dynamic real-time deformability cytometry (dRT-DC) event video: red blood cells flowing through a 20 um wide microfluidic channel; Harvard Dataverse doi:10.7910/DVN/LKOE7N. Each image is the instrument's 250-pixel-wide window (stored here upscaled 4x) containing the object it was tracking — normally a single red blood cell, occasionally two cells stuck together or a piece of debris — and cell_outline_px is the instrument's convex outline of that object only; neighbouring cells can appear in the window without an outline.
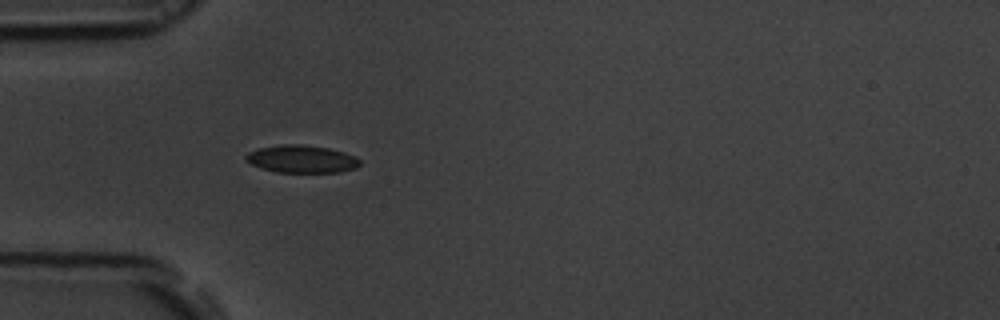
{"species": "common noctule bat (a hibernating species)", "species_latin": "Nyctalus noctula", "temperature_condition": "room temperature", "stored_images_in_passage": 38, "camera_frame_rate_fps": 3000, "um_per_image_px": 0.085, "animal": {"sex": "male", "body_mass_g": 19.5, "forearm_length_mm": 54.6}, "frame": {"image": 1, "passage_image": 1, "time_ms": 0.0, "image_size_px": [1000, 320], "cell_outline_px": [[360, 164], [356, 168], [340, 172], [276, 172], [252, 164], [244, 160], [244, 156], [248, 152], [260, 148], [284, 144], [300, 144], [328, 148], [344, 152], [360, 160]], "centroid_in_image_um": [25.63, 13.52], "position_along_channel_um": 59.4, "area_um2": 18.15}}
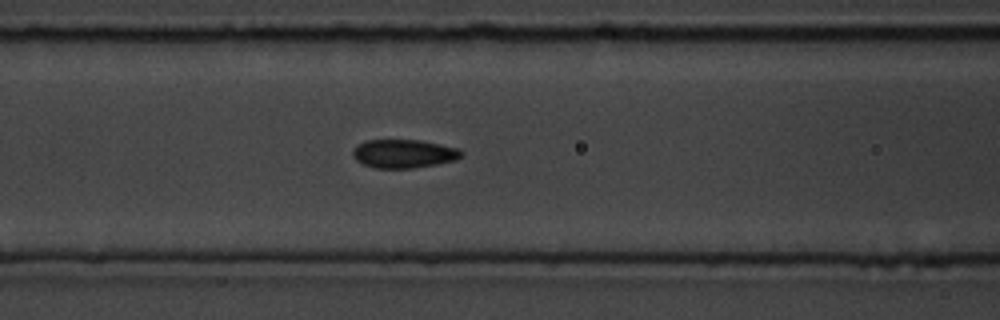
{"frame": {"image": 2, "passage_image": 7, "time_ms": 2.0, "image_size_px": [1000, 320], "cell_outline_px": [[464, 152], [456, 160], [436, 164], [412, 168], [376, 168], [364, 164], [356, 160], [352, 156], [352, 152], [360, 144], [368, 140], [420, 140], [460, 148]], "centroid_in_image_um": [34.35, 13.06], "position_along_channel_um": 132.2, "area_um2": 17.92}}
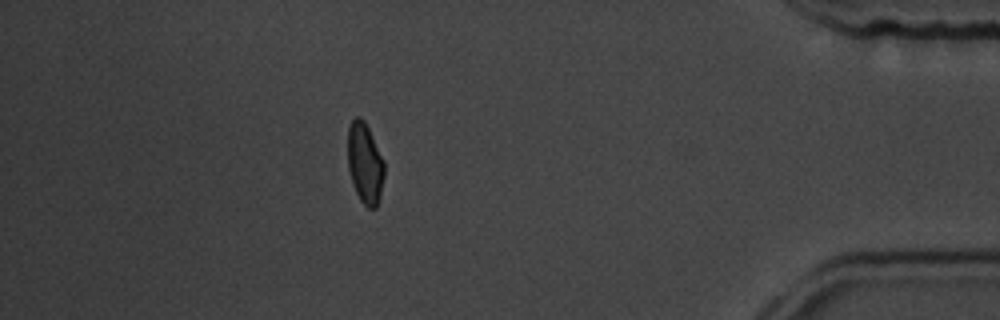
{"frame": {"image": 3, "passage_image": 32, "time_ms": 10.333, "image_size_px": [1000, 320], "cell_outline_px": [[384, 176], [380, 196], [376, 208], [368, 208], [360, 200], [352, 184], [348, 168], [348, 128], [352, 120], [356, 116], [360, 116], [364, 120], [384, 160]], "centroid_in_image_um": [31.01, 13.88], "position_along_channel_um": 404.2, "area_um2": 17.22}, "authors_computed_cell_mechanics": {"area_um2": 18.0336, "velocity_mm_per_s": 3.809, "shape_relaxation_time_tau1_ms": 5.1303, "shape_relaxation_time_tau2_ms": null, "deformation_change_tau1": 0.1101, "deformation_change_tau2": null}}